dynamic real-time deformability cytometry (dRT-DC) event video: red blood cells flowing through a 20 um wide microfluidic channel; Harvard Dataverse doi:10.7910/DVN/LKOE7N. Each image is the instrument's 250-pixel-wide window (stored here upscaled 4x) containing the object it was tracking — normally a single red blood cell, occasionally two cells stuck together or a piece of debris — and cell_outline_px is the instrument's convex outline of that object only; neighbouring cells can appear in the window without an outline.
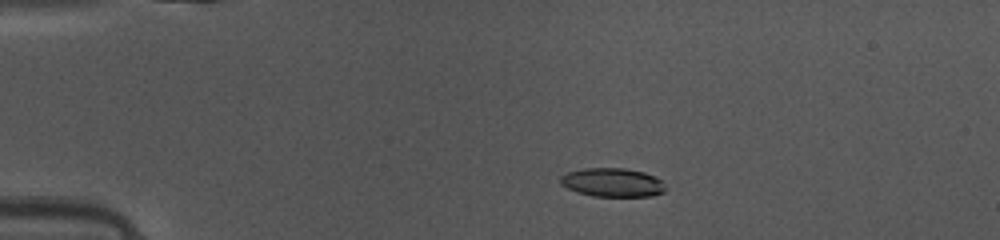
{"species": "common noctule bat (a hibernating species)", "species_latin": "Nyctalus noctula", "temperature_condition": "warm", "stored_images_in_passage": 40, "camera_frame_rate_fps": 3000, "um_per_image_px": 0.085, "animal": {"sex": "female", "body_mass_g": 10.0, "forearm_length_mm": 53.1}, "frame": {"image": 1, "passage_image": 2, "time_ms": 0.333, "image_size_px": [1000, 240], "cell_outline_px": [[664, 192], [652, 196], [592, 196], [576, 192], [560, 184], [560, 176], [568, 172], [584, 168], [624, 168], [644, 172], [664, 180]], "centroid_in_image_um": [52.06, 15.51], "position_along_channel_um": 32.9, "area_um2": 17.69}}
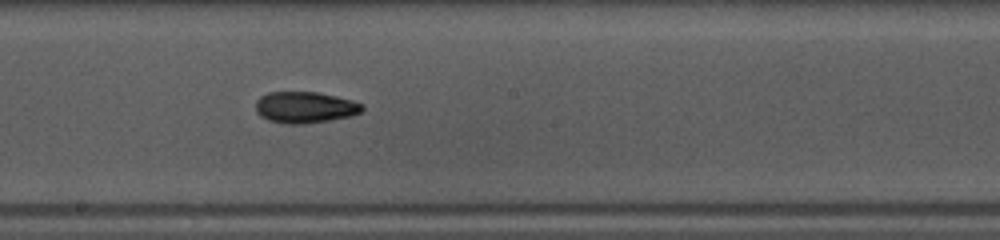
{"frame": {"image": 2, "passage_image": 19, "time_ms": 6.0, "image_size_px": [1000, 240], "cell_outline_px": [[364, 108], [360, 112], [352, 116], [304, 124], [284, 124], [268, 120], [260, 116], [256, 112], [256, 100], [260, 96], [268, 92], [316, 92], [336, 96], [352, 100], [364, 104]], "centroid_in_image_um": [25.91, 9.12], "position_along_channel_um": 222.3, "area_um2": 19.59}}
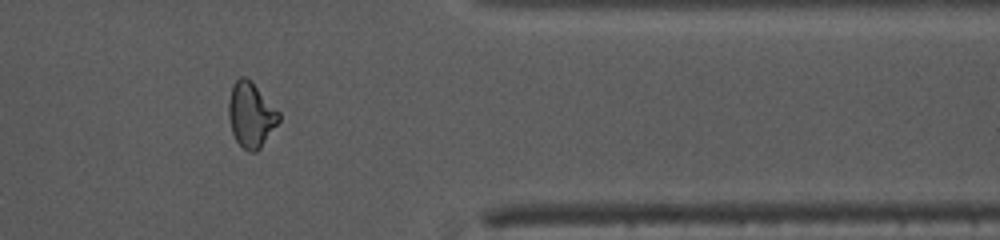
{"frame": {"image": 3, "passage_image": 32, "time_ms": 10.333, "image_size_px": [1000, 240], "cell_outline_px": [[280, 120], [260, 148], [256, 152], [248, 152], [236, 140], [232, 132], [228, 116], [228, 100], [232, 84], [240, 76], [244, 76], [280, 112]], "centroid_in_image_um": [21.31, 9.78], "position_along_channel_um": 390.1, "area_um2": 18.73}, "authors_computed_cell_mechanics": {"area_um2": 18.6694, "velocity_mm_per_s": 4.1494, "shape_relaxation_time_tau1_ms": 6.9532, "shape_relaxation_time_tau2_ms": 4.3538, "deformation_change_tau1": 0.1704, "deformation_change_tau2": 0.1086}}